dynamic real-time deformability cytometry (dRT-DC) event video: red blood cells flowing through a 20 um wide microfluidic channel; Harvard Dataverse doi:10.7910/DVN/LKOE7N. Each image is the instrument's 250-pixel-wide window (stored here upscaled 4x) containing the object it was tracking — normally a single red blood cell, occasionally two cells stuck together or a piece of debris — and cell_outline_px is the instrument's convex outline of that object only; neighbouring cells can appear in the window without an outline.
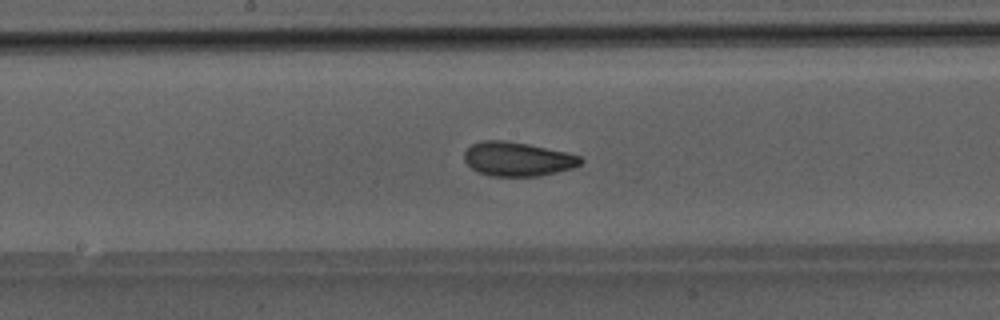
{"species": "Egyptian fruit bat (a non-hibernating species)", "species_latin": "Rousettus aegyptiacus", "temperature_condition": "room temperature", "stored_images_in_passage": 50, "segment_of_instrument_passage": [1, 2], "camera_frame_rate_fps": 3000, "um_per_image_px": 0.085, "animal": {"sex": "male"}, "frame": {"image": 1, "passage_image": 26, "time_ms": 8.333, "image_size_px": [1000, 320], "cell_outline_px": [[584, 160], [580, 164], [572, 168], [540, 176], [492, 176], [476, 172], [464, 160], [464, 152], [472, 144], [484, 140], [504, 140], [528, 144], [568, 152], [580, 156]], "centroid_in_image_um": [43.99, 13.52], "position_along_channel_um": 204.2, "area_um2": 23.18}}
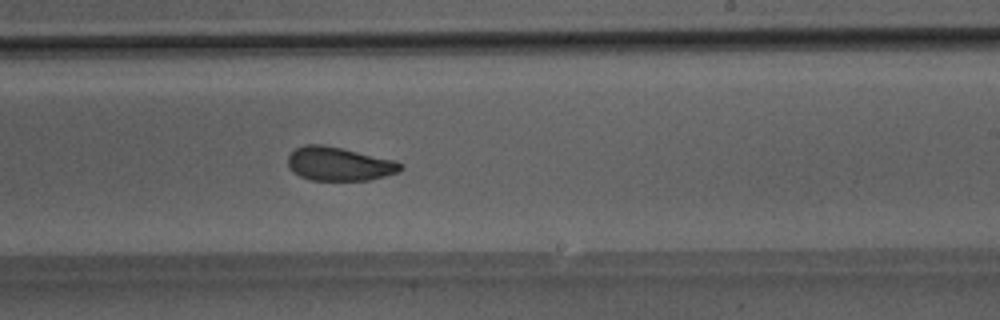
{"frame": {"image": 2, "passage_image": 30, "time_ms": 9.667, "image_size_px": [1000, 320], "cell_outline_px": [[404, 168], [400, 172], [368, 180], [312, 180], [300, 176], [292, 172], [288, 168], [288, 156], [296, 148], [304, 144], [320, 144], [340, 148], [396, 160], [404, 164]], "centroid_in_image_um": [28.84, 13.93], "position_along_channel_um": 260.2, "area_um2": 22.2}}
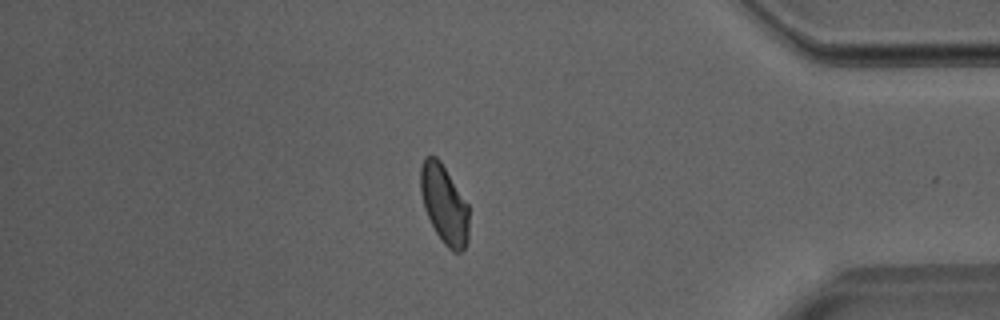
{"frame": {"image": 3, "passage_image": 42, "time_ms": 13.667, "image_size_px": [1000, 320], "cell_outline_px": [[468, 240], [464, 248], [460, 252], [452, 252], [440, 240], [424, 208], [420, 192], [420, 168], [424, 156], [436, 156], [440, 160], [468, 204]], "centroid_in_image_um": [37.75, 17.36], "position_along_channel_um": 397.5, "area_um2": 22.25}}